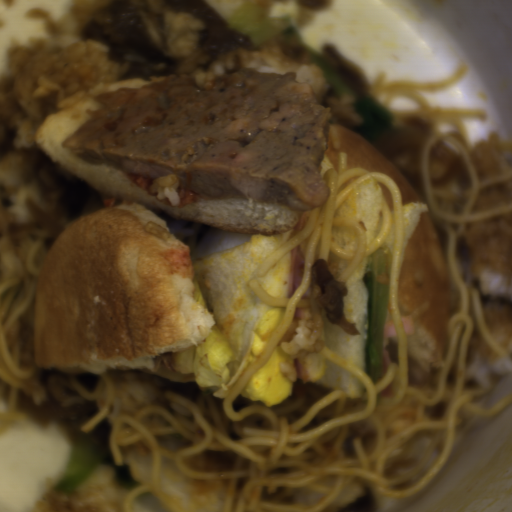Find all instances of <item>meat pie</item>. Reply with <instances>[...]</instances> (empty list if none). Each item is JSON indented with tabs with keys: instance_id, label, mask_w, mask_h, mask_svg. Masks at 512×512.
Instances as JSON below:
<instances>
[{
	"instance_id": "1",
	"label": "meat pie",
	"mask_w": 512,
	"mask_h": 512,
	"mask_svg": "<svg viewBox=\"0 0 512 512\" xmlns=\"http://www.w3.org/2000/svg\"><path fill=\"white\" fill-rule=\"evenodd\" d=\"M297 71L255 68L197 88L192 73L166 74L139 88L91 96L89 120L60 144L80 161L149 178L168 174L211 199L242 197L314 210L331 189L319 165L331 106L320 104Z\"/></svg>"
}]
</instances>
